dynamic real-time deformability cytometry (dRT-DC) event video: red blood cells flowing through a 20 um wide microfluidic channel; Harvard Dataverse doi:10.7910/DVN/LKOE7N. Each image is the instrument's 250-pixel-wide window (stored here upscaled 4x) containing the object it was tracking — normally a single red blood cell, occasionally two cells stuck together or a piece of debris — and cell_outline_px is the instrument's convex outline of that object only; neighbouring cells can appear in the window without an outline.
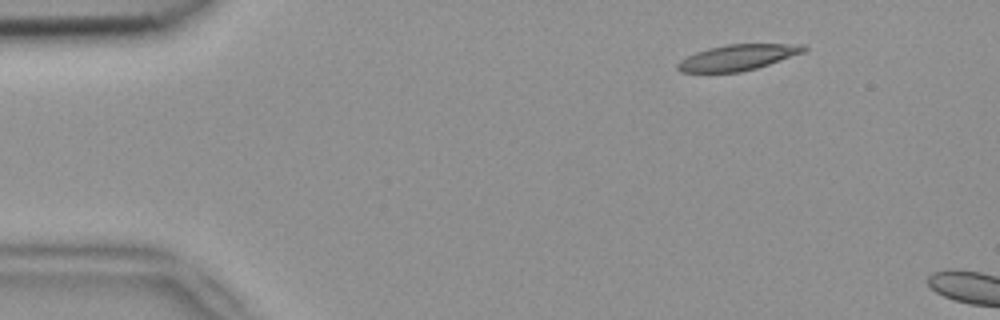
{"species": "common noctule bat (a hibernating species)", "species_latin": "Nyctalus noctula", "temperature_condition": "room temperature", "stored_images_in_passage": 2, "camera_frame_rate_fps": 3000, "um_per_image_px": 0.085, "animal": {"sex": "female", "body_mass_g": 18.4}, "frame": {"image": 1, "passage_image": 1, "time_ms": 0.0, "image_size_px": [1000, 320], "cell_outline_px": [[808, 48], [804, 52], [756, 68], [740, 72], [680, 72], [676, 68], [676, 64], [680, 60], [696, 52], [708, 48], [728, 44], [804, 44]], "centroid_in_image_um": [62.69, 4.88], "position_along_channel_um": 22.3, "area_um2": 18.84}}